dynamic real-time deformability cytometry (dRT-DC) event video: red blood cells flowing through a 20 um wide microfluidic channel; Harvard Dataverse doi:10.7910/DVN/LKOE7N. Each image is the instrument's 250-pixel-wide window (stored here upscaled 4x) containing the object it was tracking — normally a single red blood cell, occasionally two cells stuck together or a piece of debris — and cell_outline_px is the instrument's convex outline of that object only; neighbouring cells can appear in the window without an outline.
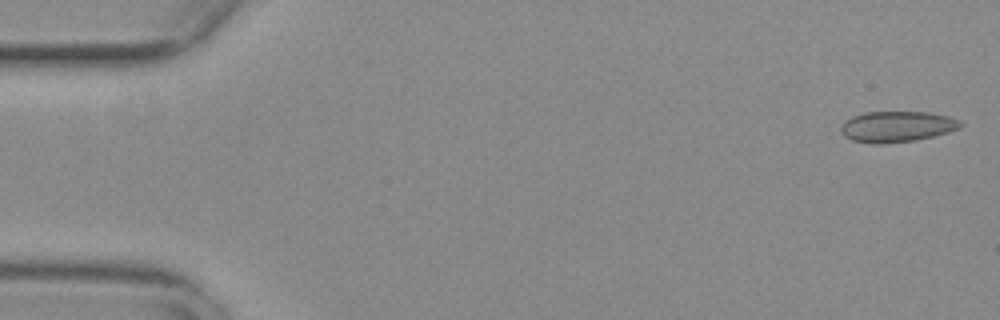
{"species": "common noctule bat (a hibernating species)", "species_latin": "Nyctalus noctula", "temperature_condition": "warm", "stored_images_in_passage": 10, "camera_frame_rate_fps": 3000, "um_per_image_px": 0.085, "animal": {"sex": "female", "body_mass_g": 29.2, "forearm_length_mm": 56.3}, "frame": {"image": 1, "passage_image": 1, "time_ms": 0.0, "image_size_px": [1000, 320], "cell_outline_px": [[964, 124], [960, 128], [948, 132], [916, 140], [884, 144], [872, 144], [852, 140], [844, 136], [840, 132], [840, 128], [844, 120], [852, 116], [864, 112], [932, 112], [948, 116], [960, 120]], "centroid_in_image_um": [76.22, 10.76], "position_along_channel_um": 8.8, "area_um2": 21.79}}